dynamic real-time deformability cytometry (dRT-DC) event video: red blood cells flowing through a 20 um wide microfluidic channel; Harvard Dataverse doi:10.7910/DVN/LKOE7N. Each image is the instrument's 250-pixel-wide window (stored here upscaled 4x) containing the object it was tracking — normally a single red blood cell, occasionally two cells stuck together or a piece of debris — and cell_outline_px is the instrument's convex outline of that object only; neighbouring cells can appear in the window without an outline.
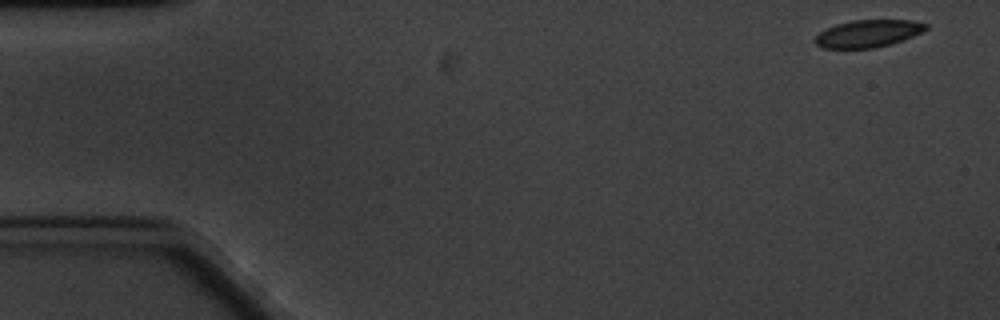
{"species": "common noctule bat (a hibernating species)", "species_latin": "Nyctalus noctula", "temperature_condition": "cold", "stored_images_in_passage": 8, "camera_frame_rate_fps": 3000, "um_per_image_px": 0.085, "animal": {"sex": "male", "body_mass_g": 20.1, "forearm_length_mm": 53.5}, "frame": {"image": 1, "passage_image": 1, "time_ms": 0.0, "image_size_px": [1000, 320], "cell_outline_px": [[928, 28], [904, 40], [892, 44], [872, 48], [820, 48], [812, 40], [820, 32], [836, 24], [852, 20], [912, 20], [928, 24]], "centroid_in_image_um": [73.77, 2.85], "position_along_channel_um": 11.2, "area_um2": 17.69}}